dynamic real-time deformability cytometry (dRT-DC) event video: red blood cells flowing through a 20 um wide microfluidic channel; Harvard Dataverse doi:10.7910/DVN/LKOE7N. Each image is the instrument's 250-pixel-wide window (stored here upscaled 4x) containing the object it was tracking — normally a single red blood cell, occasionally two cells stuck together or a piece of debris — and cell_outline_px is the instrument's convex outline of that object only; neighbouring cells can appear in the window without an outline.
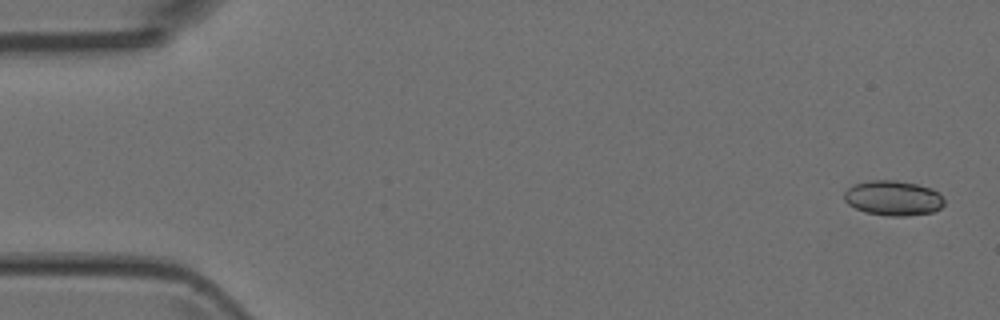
{"species": "Egyptian fruit bat (a non-hibernating species)", "species_latin": "Rousettus aegyptiacus", "temperature_condition": "room temperature", "stored_images_in_passage": 25, "camera_frame_rate_fps": 3000, "um_per_image_px": 0.085, "animal": {"sex": "female"}, "frame": {"image": 1, "passage_image": 1, "time_ms": 0.0, "image_size_px": [1000, 320], "cell_outline_px": [[944, 204], [940, 208], [932, 212], [908, 216], [892, 216], [864, 212], [848, 204], [844, 200], [844, 192], [848, 188], [856, 184], [868, 180], [896, 180], [916, 184], [932, 188], [944, 200]], "centroid_in_image_um": [75.9, 16.84], "position_along_channel_um": 9.1, "area_um2": 20.29}}
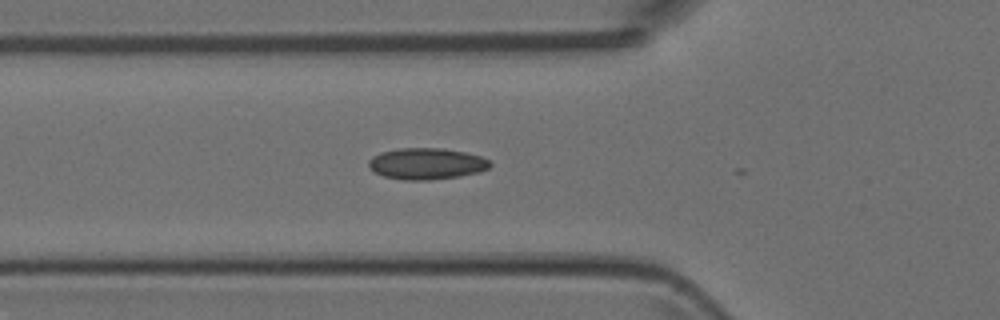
{"frame": {"image": 2, "passage_image": 17, "time_ms": 5.333, "image_size_px": [1000, 320], "cell_outline_px": [[492, 164], [488, 168], [480, 172], [460, 176], [428, 180], [404, 180], [384, 176], [376, 172], [368, 164], [368, 160], [372, 156], [380, 152], [400, 148], [444, 148], [464, 152], [480, 156], [488, 160]], "centroid_in_image_um": [36.26, 13.91], "position_along_channel_um": 89.5, "area_um2": 22.14}}
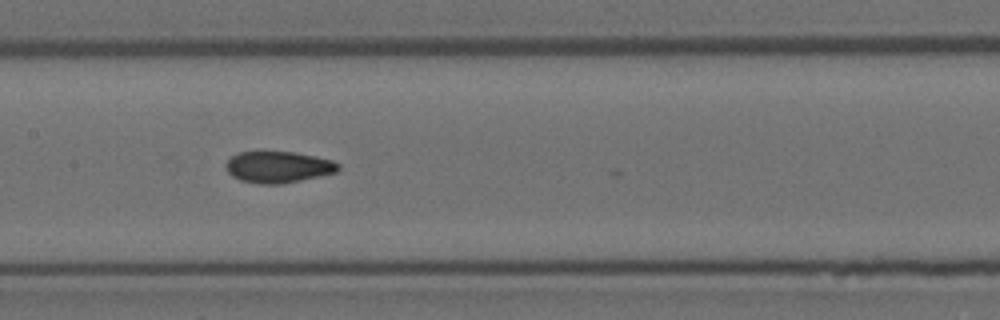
{"frame": {"image": 3, "passage_image": 24, "time_ms": 7.667, "image_size_px": [1000, 320], "cell_outline_px": [[340, 168], [336, 172], [300, 180], [280, 184], [260, 184], [240, 180], [232, 176], [228, 172], [228, 160], [232, 156], [240, 152], [296, 152], [316, 156], [332, 160], [340, 164]], "centroid_in_image_um": [23.68, 14.19], "position_along_channel_um": 183.7, "area_um2": 20.35}}